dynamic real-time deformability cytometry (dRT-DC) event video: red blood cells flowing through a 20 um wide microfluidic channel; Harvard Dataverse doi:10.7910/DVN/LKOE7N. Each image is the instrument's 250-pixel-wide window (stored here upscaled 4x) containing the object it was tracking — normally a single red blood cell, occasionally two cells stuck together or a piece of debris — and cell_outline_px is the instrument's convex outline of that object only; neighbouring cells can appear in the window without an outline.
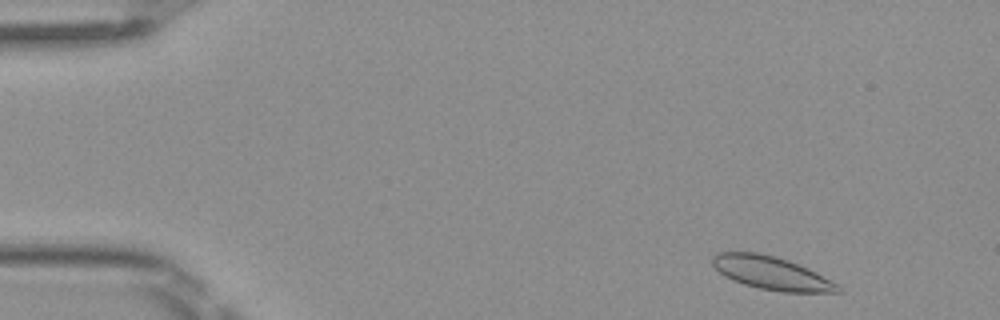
{"species": "Egyptian fruit bat (a non-hibernating species)", "species_latin": "Rousettus aegyptiacus", "temperature_condition": "room temperature", "stored_images_in_passage": 3, "camera_frame_rate_fps": 3000, "um_per_image_px": 0.085, "frame": {"image": 1, "passage_image": 1, "time_ms": 0.0, "image_size_px": [1000, 320], "cell_outline_px": [[840, 292], [784, 292], [760, 288], [744, 284], [732, 280], [724, 276], [712, 264], [712, 256], [716, 252], [756, 252], [776, 256], [788, 260], [808, 268], [816, 272], [836, 284], [840, 288]], "centroid_in_image_um": [65.52, 23.19], "position_along_channel_um": 19.5, "area_um2": 23.99}}
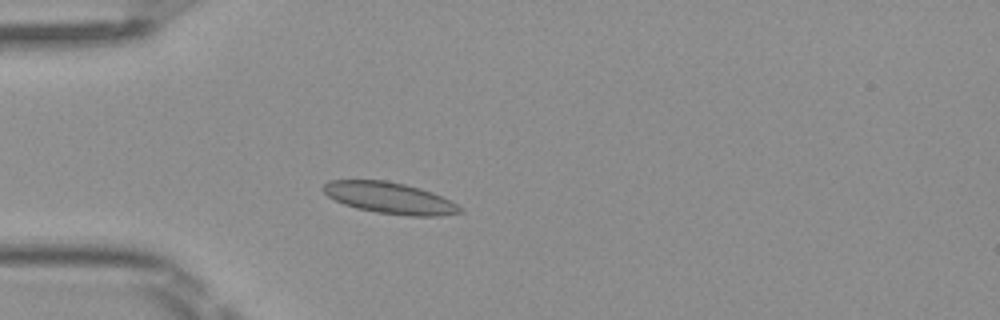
{"frame": {"image": 2, "passage_image": 3, "time_ms": 0.667, "image_size_px": [1000, 320], "cell_outline_px": [[464, 212], [440, 216], [412, 216], [376, 212], [356, 208], [344, 204], [328, 196], [320, 188], [328, 180], [384, 180], [404, 184], [420, 188], [432, 192], [464, 208]], "centroid_in_image_um": [33.12, 16.83], "position_along_channel_um": 51.9, "area_um2": 24.91}}